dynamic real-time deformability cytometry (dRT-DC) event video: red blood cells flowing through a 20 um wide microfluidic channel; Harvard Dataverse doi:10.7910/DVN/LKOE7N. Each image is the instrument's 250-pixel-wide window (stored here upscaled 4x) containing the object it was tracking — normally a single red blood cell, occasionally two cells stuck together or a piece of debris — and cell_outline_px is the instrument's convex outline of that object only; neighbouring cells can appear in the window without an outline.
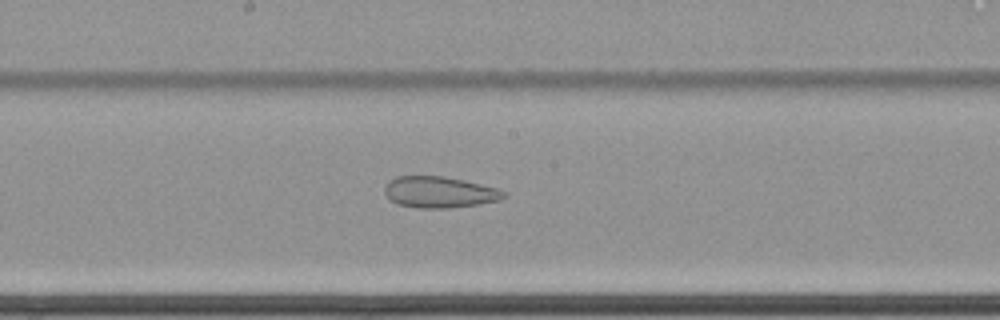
{"species": "common noctule bat (a hibernating species)", "species_latin": "Nyctalus noctula", "temperature_condition": "cold", "stored_images_in_passage": 65, "camera_frame_rate_fps": 3000, "um_per_image_px": 0.085, "animal": {"sex": "female", "body_mass_g": 22.7, "forearm_length_mm": 54.2}, "frame": {"image": 1, "passage_image": 37, "time_ms": 12.0, "image_size_px": [1000, 320], "cell_outline_px": [[508, 196], [500, 200], [480, 204], [448, 208], [420, 208], [396, 204], [388, 200], [384, 192], [384, 188], [388, 180], [396, 176], [444, 176], [464, 180], [500, 188]], "centroid_in_image_um": [37.34, 16.33], "position_along_channel_um": 210.9, "area_um2": 22.08}}
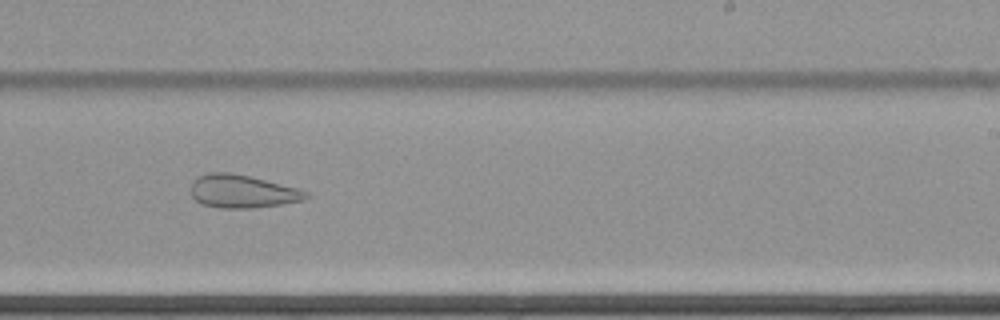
{"frame": {"image": 2, "passage_image": 42, "time_ms": 13.667, "image_size_px": [1000, 320], "cell_outline_px": [[308, 196], [304, 200], [284, 204], [252, 208], [220, 208], [200, 204], [192, 196], [192, 184], [196, 176], [208, 172], [228, 172], [248, 176], [296, 188], [308, 192]], "centroid_in_image_um": [20.56, 16.27], "position_along_channel_um": 268.4, "area_um2": 22.08}}
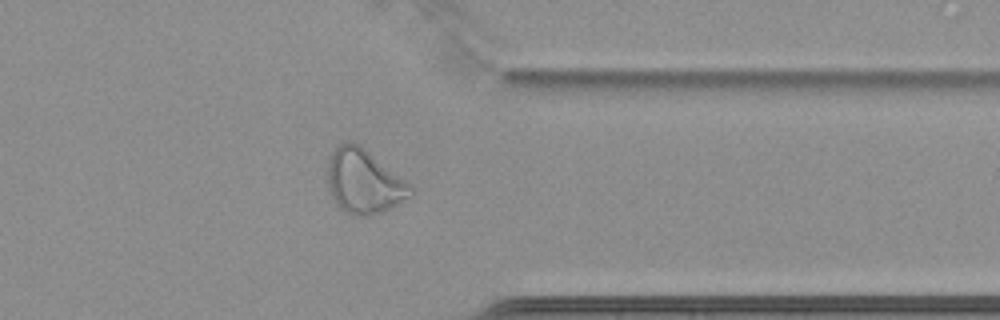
{"frame": {"image": 3, "passage_image": 52, "time_ms": 17.0, "image_size_px": [1000, 320], "cell_outline_px": [[416, 192], [412, 196], [380, 212], [368, 216], [352, 216], [344, 212], [336, 204], [328, 192], [328, 160], [332, 152], [344, 140], [352, 140], [360, 144], [416, 188]], "centroid_in_image_um": [30.93, 15.42], "position_along_channel_um": 380.5, "area_um2": 31.5}}